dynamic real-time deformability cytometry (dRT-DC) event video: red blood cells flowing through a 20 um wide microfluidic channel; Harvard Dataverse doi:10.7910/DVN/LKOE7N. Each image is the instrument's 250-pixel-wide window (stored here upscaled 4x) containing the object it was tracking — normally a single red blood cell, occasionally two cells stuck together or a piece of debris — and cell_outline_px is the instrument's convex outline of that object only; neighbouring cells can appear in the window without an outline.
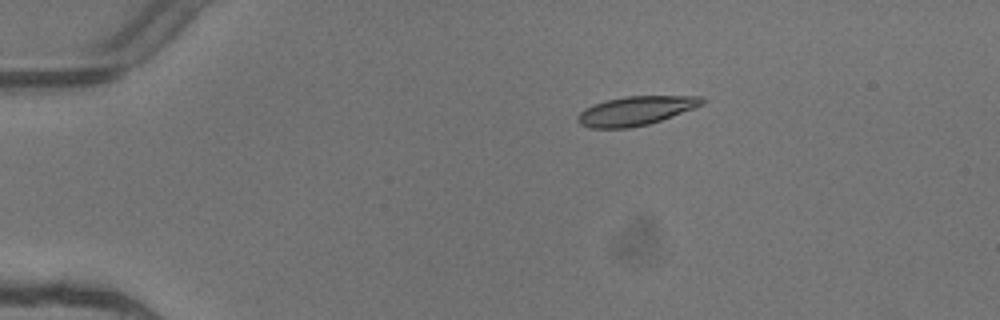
{"species": "common noctule bat (a hibernating species)", "species_latin": "Nyctalus noctula", "temperature_condition": "warm", "stored_images_in_passage": 4, "camera_frame_rate_fps": 3000, "um_per_image_px": 0.085, "animal": {"sex": "female"}, "frame": {"image": 1, "passage_image": 4, "time_ms": 1.0, "image_size_px": [1000, 320], "cell_outline_px": [[704, 104], [696, 108], [648, 124], [628, 128], [588, 128], [580, 124], [576, 120], [576, 116], [584, 108], [592, 104], [608, 100], [628, 96], [700, 96], [704, 100]], "centroid_in_image_um": [54.01, 9.42], "position_along_channel_um": 31.0, "area_um2": 21.04}}